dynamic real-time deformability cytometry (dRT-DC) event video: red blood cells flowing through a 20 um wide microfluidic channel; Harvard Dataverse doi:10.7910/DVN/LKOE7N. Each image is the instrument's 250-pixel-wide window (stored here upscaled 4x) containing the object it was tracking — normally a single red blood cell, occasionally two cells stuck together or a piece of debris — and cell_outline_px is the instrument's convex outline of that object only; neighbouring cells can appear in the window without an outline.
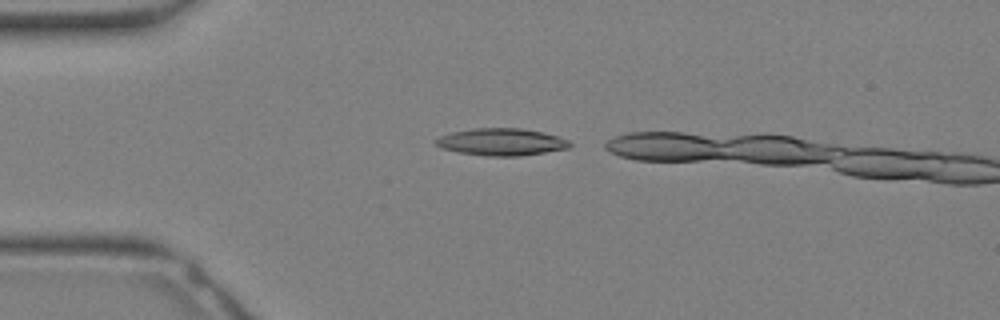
{"species": "Egyptian fruit bat (a non-hibernating species)", "species_latin": "Rousettus aegyptiacus", "temperature_condition": "warm", "stored_images_in_passage": 2, "camera_frame_rate_fps": 3000, "um_per_image_px": 0.085, "animal": {"sex": "female"}, "frame": {"image": 1, "passage_image": 1, "time_ms": 0.0, "image_size_px": [1000, 320], "cell_outline_px": [[572, 144], [568, 148], [520, 156], [484, 156], [456, 152], [440, 148], [432, 140], [448, 132], [472, 128], [520, 128], [544, 132], [568, 140]], "centroid_in_image_um": [42.54, 12.06], "position_along_channel_um": 42.5, "area_um2": 21.44}}